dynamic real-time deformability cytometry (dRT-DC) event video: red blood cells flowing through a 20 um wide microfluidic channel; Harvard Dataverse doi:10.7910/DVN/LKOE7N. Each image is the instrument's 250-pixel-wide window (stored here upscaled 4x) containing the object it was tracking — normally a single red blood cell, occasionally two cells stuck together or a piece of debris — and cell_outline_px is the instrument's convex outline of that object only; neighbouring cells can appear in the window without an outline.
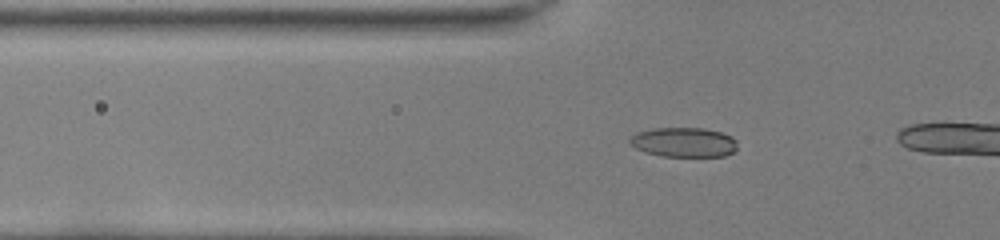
{"species": "common noctule bat (a hibernating species)", "species_latin": "Nyctalus noctula", "temperature_condition": "room temperature", "stored_images_in_passage": 42, "camera_frame_rate_fps": 3000, "um_per_image_px": 0.085, "animal": {"sex": "female", "body_mass_g": 22.0, "forearm_length_mm": 56.7}, "frame": {"image": 1, "passage_image": 17, "time_ms": 5.333, "image_size_px": [1000, 240], "cell_outline_px": [[736, 148], [732, 152], [724, 156], [660, 156], [644, 152], [628, 144], [628, 140], [636, 132], [652, 128], [704, 128], [720, 132], [732, 136], [736, 140]], "centroid_in_image_um": [58.08, 12.09], "position_along_channel_um": 67.7, "area_um2": 18.67}}
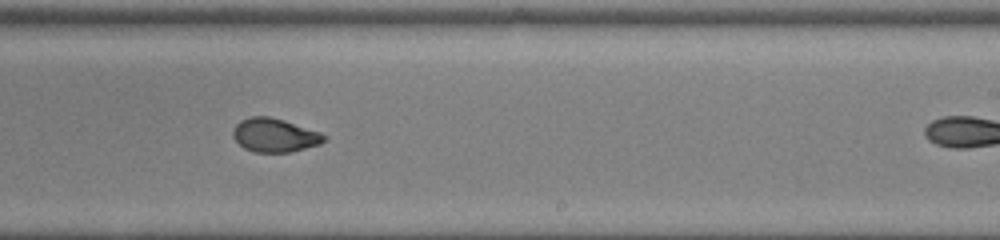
{"frame": {"image": 2, "passage_image": 32, "time_ms": 10.333, "image_size_px": [1000, 240], "cell_outline_px": [[328, 136], [320, 144], [288, 152], [256, 152], [244, 148], [232, 136], [232, 128], [240, 120], [252, 116], [268, 116], [284, 120], [320, 132]], "centroid_in_image_um": [23.32, 11.48], "position_along_channel_um": 265.7, "area_um2": 17.8}}
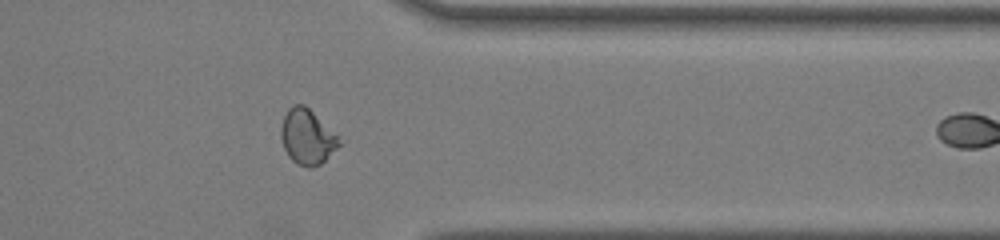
{"frame": {"image": 3, "passage_image": 41, "time_ms": 13.333, "image_size_px": [1000, 240], "cell_outline_px": [[340, 144], [320, 164], [312, 168], [308, 168], [296, 164], [288, 156], [284, 148], [280, 136], [280, 128], [284, 116], [288, 108], [292, 104], [304, 104], [336, 136]], "centroid_in_image_um": [26.03, 11.65], "position_along_channel_um": 385.4, "area_um2": 18.21}}